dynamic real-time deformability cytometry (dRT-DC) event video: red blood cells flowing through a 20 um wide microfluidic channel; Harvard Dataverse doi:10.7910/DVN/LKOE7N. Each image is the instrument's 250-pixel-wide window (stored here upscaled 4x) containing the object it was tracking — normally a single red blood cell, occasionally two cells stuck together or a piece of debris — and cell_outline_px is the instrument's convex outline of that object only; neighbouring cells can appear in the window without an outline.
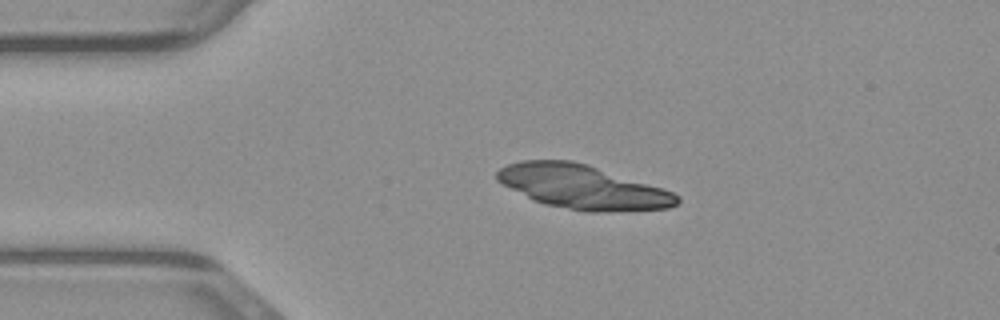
{"species": "common noctule bat (a hibernating species)", "species_latin": "Nyctalus noctula", "temperature_condition": "warm", "stored_images_in_passage": 2, "camera_frame_rate_fps": 3000, "um_per_image_px": 0.085, "animal": {"sex": "male", "body_mass_g": 23.1, "forearm_length_mm": 52.7}, "frame": {"image": 1, "passage_image": 2, "time_ms": 0.333, "image_size_px": [1000, 320], "cell_outline_px": [[676, 200], [672, 204], [656, 208], [584, 208], [620, 184], [628, 184], [652, 188], [668, 192], [676, 196]], "centroid_in_image_um": [53.86, 16.84], "position_along_channel_um": 31.1, "area_um2": 10.81}}